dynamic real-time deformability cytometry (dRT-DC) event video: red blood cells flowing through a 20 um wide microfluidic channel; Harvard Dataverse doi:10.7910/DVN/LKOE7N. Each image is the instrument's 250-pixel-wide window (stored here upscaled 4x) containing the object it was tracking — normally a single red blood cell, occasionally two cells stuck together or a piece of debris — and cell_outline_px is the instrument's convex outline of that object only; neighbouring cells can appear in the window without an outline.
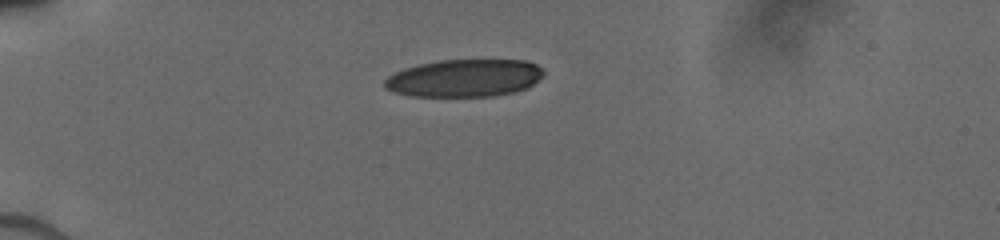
{"species": "human", "species_latin": "Homo sapiens", "temperature_condition": "cold", "stored_images_in_passage": 6, "camera_frame_rate_fps": 3000, "um_per_image_px": 0.085, "donor": {"sex": "male"}, "frame": {"image": 1, "passage_image": 1, "time_ms": 0.0, "image_size_px": [1000, 240], "cell_outline_px": [[544, 72], [528, 88], [516, 92], [496, 96], [412, 96], [392, 92], [384, 88], [384, 80], [388, 76], [404, 68], [420, 64], [440, 60], [524, 60], [536, 64]], "centroid_in_image_um": [39.45, 6.64], "position_along_channel_um": 45.6, "area_um2": 34.8}}
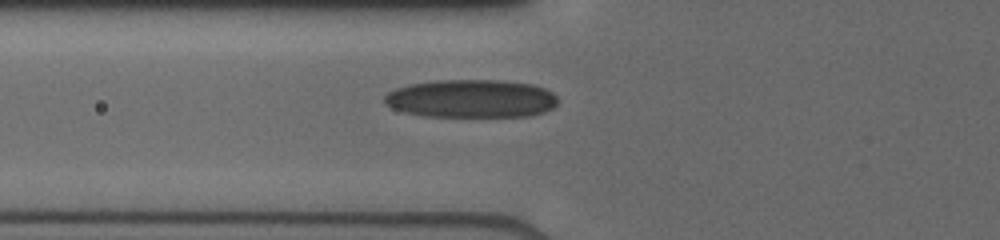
{"frame": {"image": 2, "passage_image": 4, "time_ms": 2.0, "image_size_px": [1000, 240], "cell_outline_px": [[556, 104], [552, 108], [544, 112], [528, 116], [424, 116], [404, 112], [392, 108], [384, 100], [384, 96], [388, 92], [396, 88], [408, 84], [436, 80], [504, 80], [532, 84], [544, 88], [552, 92], [556, 96]], "centroid_in_image_um": [40.05, 8.37], "position_along_channel_um": 85.8, "area_um2": 38.55}}
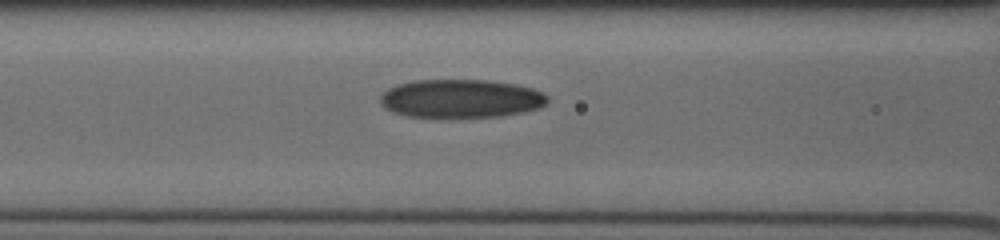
{"frame": {"image": 3, "passage_image": 6, "time_ms": 3.0, "image_size_px": [1000, 240], "cell_outline_px": [[548, 100], [540, 108], [524, 112], [500, 116], [408, 116], [384, 108], [380, 104], [380, 96], [388, 88], [396, 84], [412, 80], [484, 80], [516, 84], [532, 88], [544, 92], [548, 96]], "centroid_in_image_um": [39.19, 8.36], "position_along_channel_um": 127.4, "area_um2": 37.28}}